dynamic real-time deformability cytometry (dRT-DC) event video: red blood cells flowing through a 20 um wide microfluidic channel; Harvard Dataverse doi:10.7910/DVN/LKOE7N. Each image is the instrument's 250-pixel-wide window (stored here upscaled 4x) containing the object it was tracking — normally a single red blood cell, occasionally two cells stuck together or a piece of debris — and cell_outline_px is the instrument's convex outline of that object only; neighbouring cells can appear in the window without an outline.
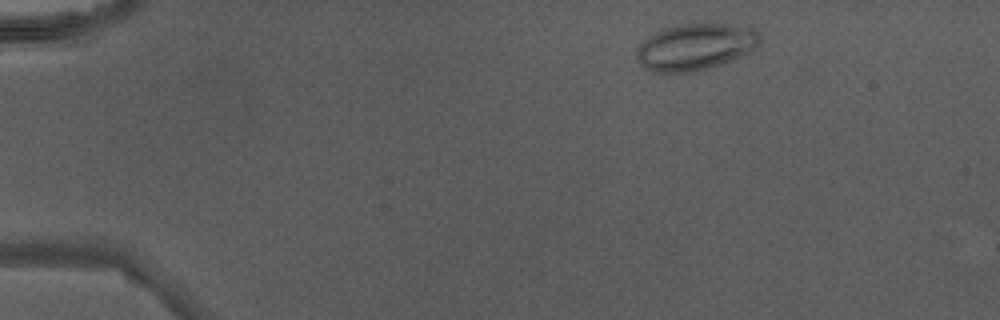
{"species": "Egyptian fruit bat (a non-hibernating species)", "species_latin": "Rousettus aegyptiacus", "temperature_condition": "warm", "stored_images_in_passage": 40, "camera_frame_rate_fps": 3000, "um_per_image_px": 0.085, "animal": {"sex": "male"}, "frame": {"image": 1, "passage_image": 1, "time_ms": 0.0, "image_size_px": [1000, 320], "cell_outline_px": [[760, 44], [748, 52], [720, 64], [688, 72], [656, 72], [644, 68], [636, 56], [636, 52], [640, 44], [648, 36], [664, 28], [676, 24], [724, 24], [756, 28], [760, 32]], "centroid_in_image_um": [59.1, 3.96], "position_along_channel_um": 25.9, "area_um2": 33.06}}